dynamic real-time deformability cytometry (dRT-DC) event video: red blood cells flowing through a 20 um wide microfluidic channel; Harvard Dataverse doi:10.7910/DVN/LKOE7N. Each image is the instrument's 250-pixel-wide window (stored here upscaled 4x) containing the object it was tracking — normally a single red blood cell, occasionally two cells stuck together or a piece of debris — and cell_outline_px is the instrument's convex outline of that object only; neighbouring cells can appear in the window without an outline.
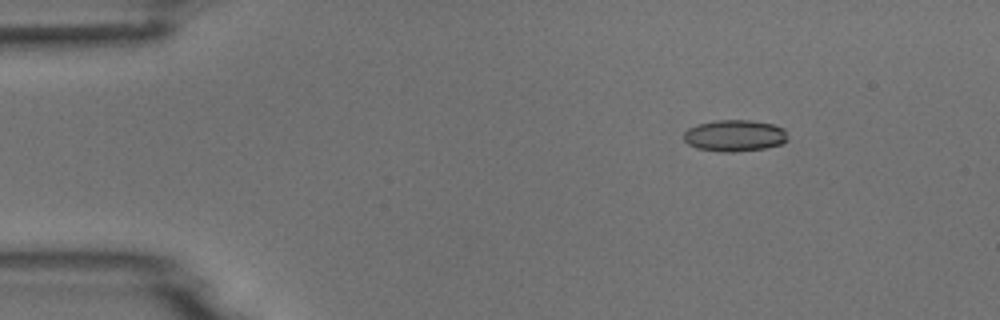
{"species": "common noctule bat (a hibernating species)", "species_latin": "Nyctalus noctula", "temperature_condition": "room temperature", "stored_images_in_passage": 5, "camera_frame_rate_fps": 3000, "um_per_image_px": 0.085, "animal": {"sex": "male", "body_mass_g": 18.8}, "frame": {"image": 1, "passage_image": 3, "time_ms": 2.333, "image_size_px": [1000, 320], "cell_outline_px": [[788, 140], [780, 144], [764, 148], [736, 152], [720, 152], [696, 148], [688, 144], [684, 140], [684, 132], [688, 128], [696, 124], [716, 120], [752, 120], [772, 124], [784, 128]], "centroid_in_image_um": [62.42, 11.53], "position_along_channel_um": 22.6, "area_um2": 19.25}}